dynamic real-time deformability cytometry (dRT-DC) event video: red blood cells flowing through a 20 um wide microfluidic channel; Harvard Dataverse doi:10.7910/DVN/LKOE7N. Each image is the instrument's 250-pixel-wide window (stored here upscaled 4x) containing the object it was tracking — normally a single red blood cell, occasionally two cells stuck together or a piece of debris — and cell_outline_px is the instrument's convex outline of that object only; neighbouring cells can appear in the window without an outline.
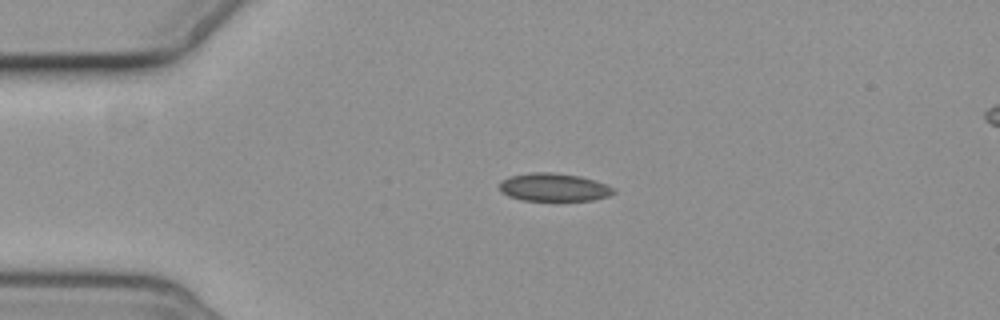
{"species": "common noctule bat (a hibernating species)", "species_latin": "Nyctalus noctula", "temperature_condition": "cold", "stored_images_in_passage": 4, "camera_frame_rate_fps": 3000, "um_per_image_px": 0.085, "animal": {"sex": "female", "body_mass_g": 19.3, "forearm_length_mm": 54.1}, "frame": {"image": 1, "passage_image": 3, "time_ms": 2.0, "image_size_px": [1000, 320], "cell_outline_px": [[616, 192], [608, 196], [592, 200], [524, 200], [508, 196], [500, 192], [500, 184], [508, 176], [532, 172], [552, 172], [580, 176], [596, 180], [612, 188]], "centroid_in_image_um": [47.06, 15.91], "position_along_channel_um": 37.9, "area_um2": 18.5}}